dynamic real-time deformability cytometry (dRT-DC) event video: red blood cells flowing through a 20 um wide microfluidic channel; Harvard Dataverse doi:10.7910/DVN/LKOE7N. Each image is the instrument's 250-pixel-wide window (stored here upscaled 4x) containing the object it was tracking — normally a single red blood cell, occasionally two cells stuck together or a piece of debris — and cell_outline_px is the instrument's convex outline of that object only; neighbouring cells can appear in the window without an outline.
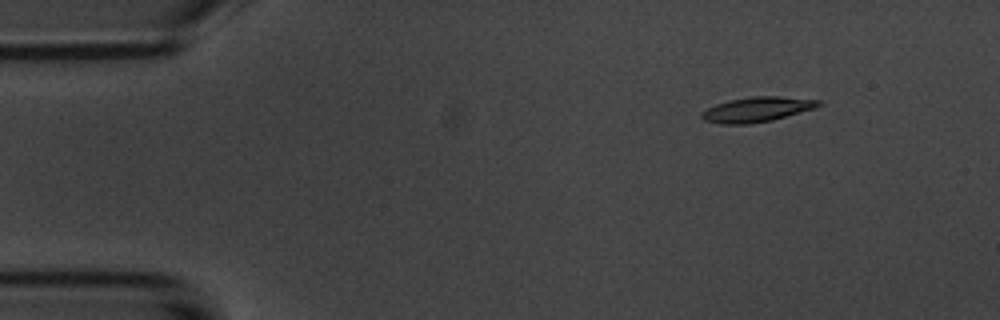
{"species": "common noctule bat (a hibernating species)", "species_latin": "Nyctalus noctula", "temperature_condition": "room temperature", "stored_images_in_passage": 6, "camera_frame_rate_fps": 3000, "um_per_image_px": 0.085, "animal": {"sex": "male", "body_mass_g": 20.1, "forearm_length_mm": 53.5}, "frame": {"image": 1, "passage_image": 2, "time_ms": 1.333, "image_size_px": [1000, 320], "cell_outline_px": [[824, 104], [816, 108], [772, 120], [748, 124], [720, 124], [704, 120], [700, 116], [708, 108], [716, 104], [732, 100], [752, 96], [776, 96], [820, 100]], "centroid_in_image_um": [64.39, 9.3], "position_along_channel_um": 20.6, "area_um2": 16.82}}
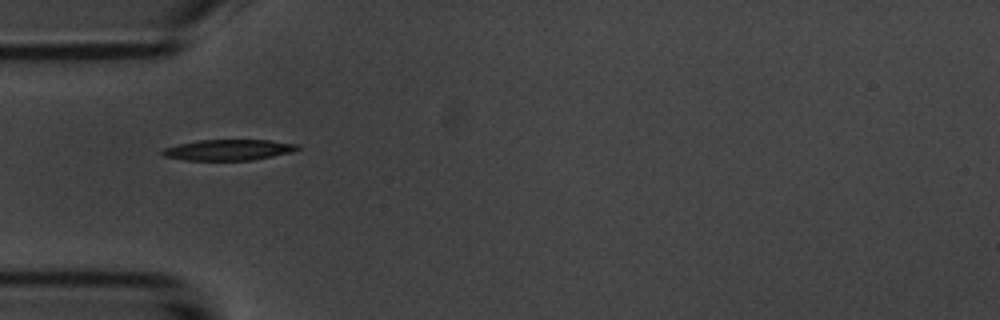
{"frame": {"image": 2, "passage_image": 5, "time_ms": 4.667, "image_size_px": [1000, 320], "cell_outline_px": [[300, 148], [292, 152], [252, 160], [184, 160], [164, 156], [160, 152], [164, 148], [180, 144], [200, 140], [272, 140], [300, 144]], "centroid_in_image_um": [19.46, 12.74], "position_along_channel_um": 65.5, "area_um2": 16.36}}